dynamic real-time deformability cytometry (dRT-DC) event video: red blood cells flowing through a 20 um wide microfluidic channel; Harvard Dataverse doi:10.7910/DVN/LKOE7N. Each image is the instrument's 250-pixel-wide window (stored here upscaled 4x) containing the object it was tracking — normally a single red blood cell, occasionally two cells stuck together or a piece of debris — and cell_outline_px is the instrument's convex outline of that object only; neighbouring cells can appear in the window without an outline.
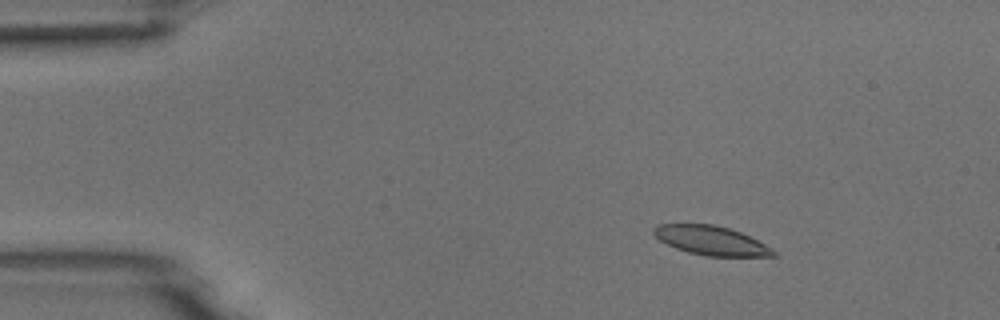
{"species": "common noctule bat (a hibernating species)", "species_latin": "Nyctalus noctula", "temperature_condition": "room temperature", "stored_images_in_passage": 4, "camera_frame_rate_fps": 3000, "um_per_image_px": 0.085, "animal": {"sex": "male", "body_mass_g": 18.8}, "frame": {"image": 1, "passage_image": 2, "time_ms": 0.333, "image_size_px": [1000, 320], "cell_outline_px": [[776, 256], [704, 256], [688, 252], [676, 248], [660, 240], [652, 232], [652, 228], [656, 224], [712, 224], [728, 228], [740, 232], [772, 248], [776, 252]], "centroid_in_image_um": [60.41, 20.44], "position_along_channel_um": 24.6, "area_um2": 20.11}}